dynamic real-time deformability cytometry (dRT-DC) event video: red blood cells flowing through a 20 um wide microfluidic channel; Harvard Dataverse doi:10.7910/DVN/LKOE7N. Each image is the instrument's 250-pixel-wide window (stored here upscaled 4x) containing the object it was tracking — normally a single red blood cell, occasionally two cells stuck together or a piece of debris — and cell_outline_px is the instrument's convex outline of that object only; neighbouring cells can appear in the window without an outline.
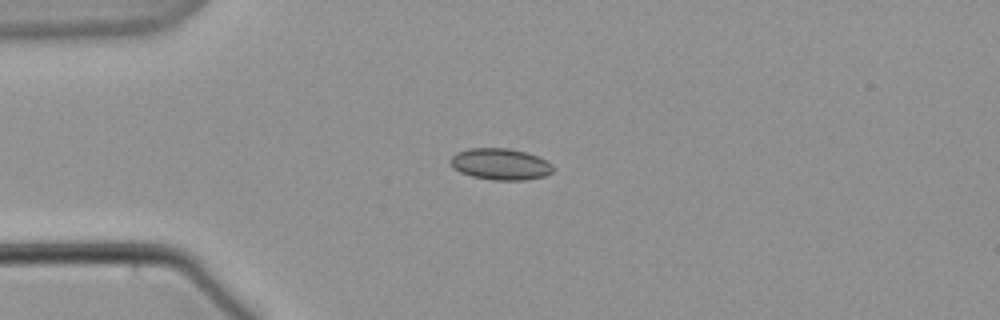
{"species": "common noctule bat (a hibernating species)", "species_latin": "Nyctalus noctula", "temperature_condition": "warm", "stored_images_in_passage": 4, "camera_frame_rate_fps": 3000, "um_per_image_px": 0.085, "animal": {"sex": "male", "body_mass_g": 21.5, "forearm_length_mm": 52.0}, "frame": {"image": 1, "passage_image": 1, "time_ms": 0.0, "image_size_px": [1000, 320], "cell_outline_px": [[556, 168], [552, 172], [544, 176], [524, 180], [492, 180], [472, 176], [460, 172], [452, 168], [448, 160], [456, 152], [468, 148], [508, 148], [528, 152], [552, 164]], "centroid_in_image_um": [42.51, 13.94], "position_along_channel_um": 42.5, "area_um2": 19.02}}